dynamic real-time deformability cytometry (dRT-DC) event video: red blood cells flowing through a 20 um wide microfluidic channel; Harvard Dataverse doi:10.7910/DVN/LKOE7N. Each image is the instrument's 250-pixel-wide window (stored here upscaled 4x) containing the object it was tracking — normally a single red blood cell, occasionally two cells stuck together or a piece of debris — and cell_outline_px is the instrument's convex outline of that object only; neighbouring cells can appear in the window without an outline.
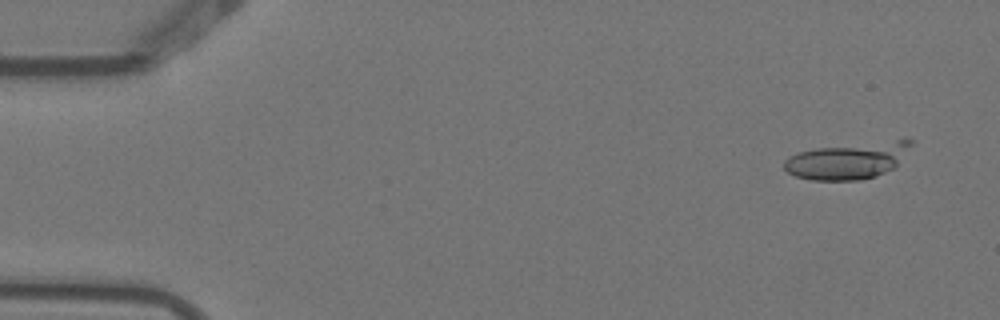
{"species": "Egyptian fruit bat (a non-hibernating species)", "species_latin": "Rousettus aegyptiacus", "temperature_condition": "warm", "stored_images_in_passage": 6, "segment_of_instrument_passage": [1, 2], "camera_frame_rate_fps": 3000, "um_per_image_px": 0.085, "animal": {"sex": "female"}, "frame": {"image": 1, "passage_image": 2, "time_ms": 0.333, "image_size_px": [1000, 320], "cell_outline_px": [[912, 144], [896, 168], [860, 180], [812, 180], [796, 176], [788, 172], [784, 168], [784, 160], [788, 156], [800, 152], [816, 148], [896, 140], [912, 140]], "centroid_in_image_um": [72.05, 13.66], "position_along_channel_um": 13.0, "area_um2": 26.59}}
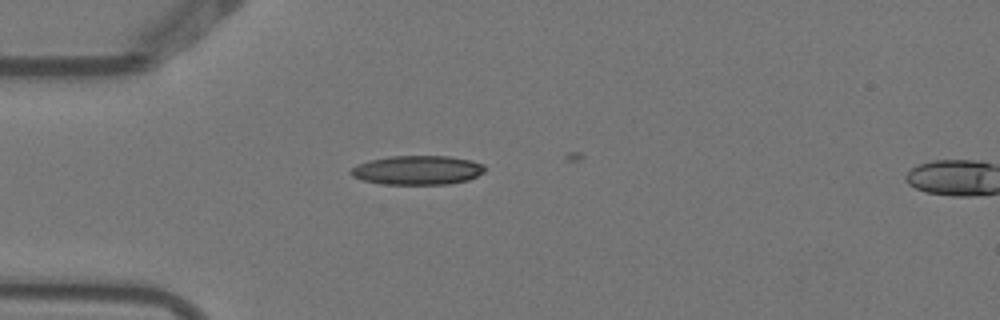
{"frame": {"image": 2, "passage_image": 5, "time_ms": 1.333, "image_size_px": [1000, 320], "cell_outline_px": [[484, 172], [468, 180], [448, 184], [380, 184], [360, 180], [352, 176], [348, 172], [356, 164], [368, 160], [388, 156], [452, 156], [472, 160], [484, 164]], "centroid_in_image_um": [35.44, 14.46], "position_along_channel_um": 49.6, "area_um2": 23.06}}